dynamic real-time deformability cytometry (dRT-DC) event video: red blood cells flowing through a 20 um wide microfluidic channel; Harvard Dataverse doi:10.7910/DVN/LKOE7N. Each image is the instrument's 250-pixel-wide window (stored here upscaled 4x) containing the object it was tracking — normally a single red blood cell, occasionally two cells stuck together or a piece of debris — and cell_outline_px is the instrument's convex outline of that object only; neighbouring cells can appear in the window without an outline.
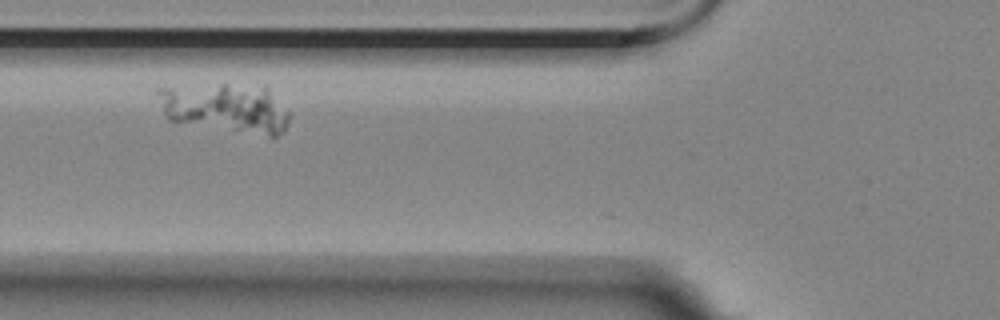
{"species": "Egyptian fruit bat (a non-hibernating species)", "species_latin": "Rousettus aegyptiacus", "temperature_condition": "room temperature", "stored_images_in_passage": 5, "camera_frame_rate_fps": 3000, "um_per_image_px": 0.085, "animal": {"sex": "female"}, "frame": {"image": 1, "passage_image": 3, "time_ms": 2.0, "image_size_px": [1000, 320], "cell_outline_px": [[288, 124], [284, 132], [276, 136], [268, 136], [168, 120], [164, 116], [156, 92], [156, 88], [220, 84], [264, 84], [268, 88], [288, 112]], "centroid_in_image_um": [19.2, 9.15], "position_along_channel_um": 106.6, "area_um2": 37.8}}